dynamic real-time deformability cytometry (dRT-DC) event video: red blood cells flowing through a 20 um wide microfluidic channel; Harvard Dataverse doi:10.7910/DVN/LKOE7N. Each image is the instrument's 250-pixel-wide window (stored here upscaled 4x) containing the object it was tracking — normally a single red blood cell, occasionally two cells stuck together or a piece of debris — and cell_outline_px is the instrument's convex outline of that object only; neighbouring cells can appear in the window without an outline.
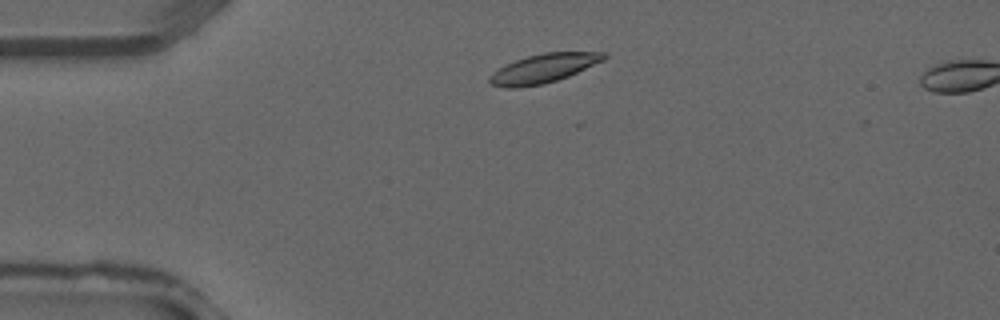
{"species": "common noctule bat (a hibernating species)", "species_latin": "Nyctalus noctula", "temperature_condition": "warm", "stored_images_in_passage": 34, "camera_frame_rate_fps": 3000, "um_per_image_px": 0.085, "animal": {"sex": "male", "forearm_length_mm": 52.5}, "frame": {"image": 1, "passage_image": 4, "time_ms": 1.0, "image_size_px": [1000, 320], "cell_outline_px": [[608, 56], [604, 60], [568, 76], [544, 84], [516, 88], [504, 88], [492, 84], [488, 80], [488, 76], [500, 68], [516, 60], [528, 56], [544, 52], [608, 52]], "centroid_in_image_um": [46.22, 5.81], "position_along_channel_um": 38.8, "area_um2": 19.13}}
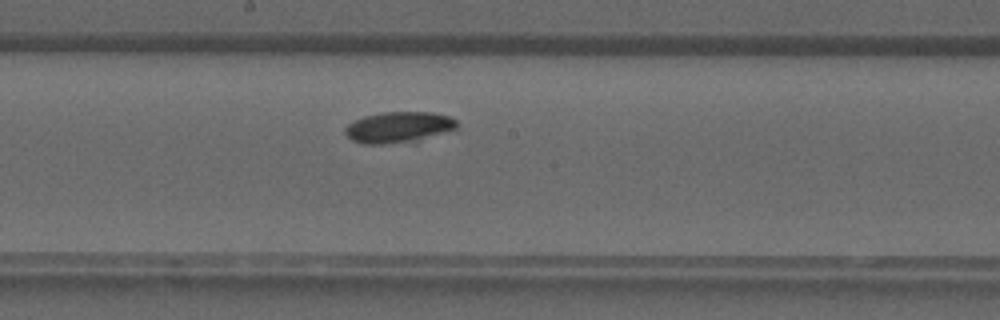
{"frame": {"image": 2, "passage_image": 16, "time_ms": 5.0, "image_size_px": [1000, 320], "cell_outline_px": [[460, 124], [456, 128], [416, 140], [380, 144], [364, 144], [352, 140], [344, 132], [344, 128], [348, 124], [364, 116], [380, 112], [432, 112], [448, 116], [456, 120]], "centroid_in_image_um": [33.84, 10.79], "position_along_channel_um": 214.4, "area_um2": 19.83}}
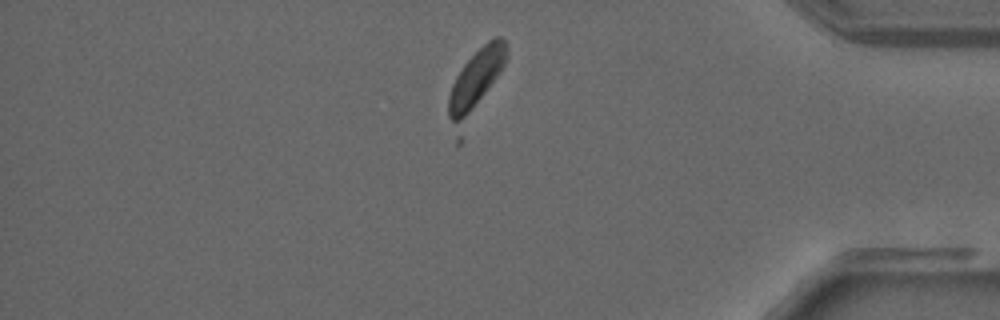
{"frame": {"image": 3, "passage_image": 28, "time_ms": 9.0, "image_size_px": [1000, 320], "cell_outline_px": [[508, 56], [500, 72], [468, 112], [460, 120], [452, 120], [448, 116], [448, 96], [452, 84], [456, 76], [464, 64], [492, 36], [500, 36], [508, 44]], "centroid_in_image_um": [40.51, 6.52], "position_along_channel_um": 394.7, "area_um2": 18.55}}